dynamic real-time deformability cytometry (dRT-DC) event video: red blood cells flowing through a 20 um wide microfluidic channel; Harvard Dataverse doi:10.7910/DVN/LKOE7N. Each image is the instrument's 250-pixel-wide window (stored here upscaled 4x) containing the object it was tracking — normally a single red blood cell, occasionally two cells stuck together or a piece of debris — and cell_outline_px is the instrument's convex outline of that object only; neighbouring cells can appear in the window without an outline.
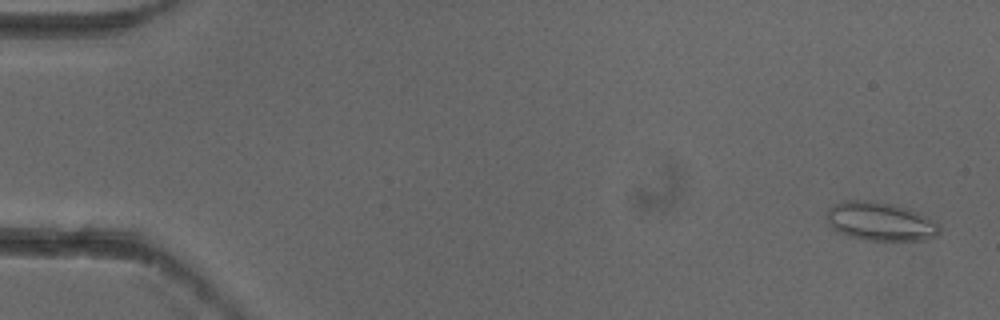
{"species": "common noctule bat (a hibernating species)", "species_latin": "Nyctalus noctula", "temperature_condition": "cold", "stored_images_in_passage": 6, "camera_frame_rate_fps": 3000, "um_per_image_px": 0.085, "animal": {"sex": "female"}, "frame": {"image": 1, "passage_image": 1, "time_ms": 0.0, "image_size_px": [1000, 320], "cell_outline_px": [[940, 232], [936, 236], [928, 240], [868, 240], [848, 236], [836, 232], [832, 228], [828, 220], [828, 208], [832, 204], [844, 200], [872, 200], [896, 204], [912, 208], [920, 212], [936, 224], [940, 228]], "centroid_in_image_um": [74.82, 18.8], "position_along_channel_um": 10.2, "area_um2": 25.72}}
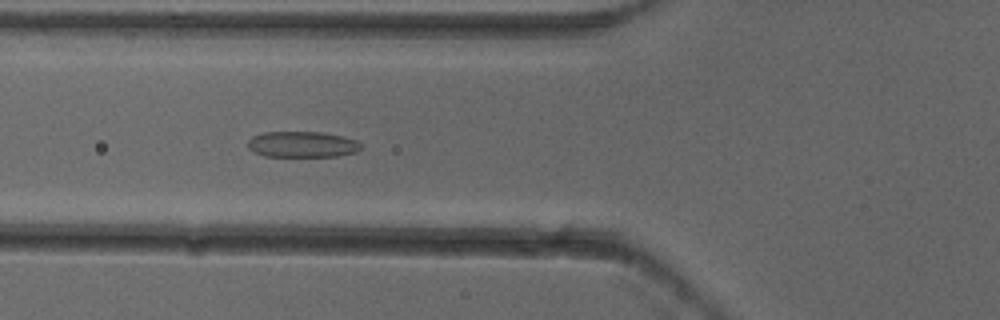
{"frame": {"image": 2, "passage_image": 6, "time_ms": 1.667, "image_size_px": [1000, 320], "cell_outline_px": [[364, 148], [356, 152], [336, 156], [264, 156], [248, 148], [248, 140], [252, 136], [264, 132], [320, 132], [344, 136], [356, 140]], "centroid_in_image_um": [25.71, 12.27], "position_along_channel_um": 100.1, "area_um2": 17.11}}